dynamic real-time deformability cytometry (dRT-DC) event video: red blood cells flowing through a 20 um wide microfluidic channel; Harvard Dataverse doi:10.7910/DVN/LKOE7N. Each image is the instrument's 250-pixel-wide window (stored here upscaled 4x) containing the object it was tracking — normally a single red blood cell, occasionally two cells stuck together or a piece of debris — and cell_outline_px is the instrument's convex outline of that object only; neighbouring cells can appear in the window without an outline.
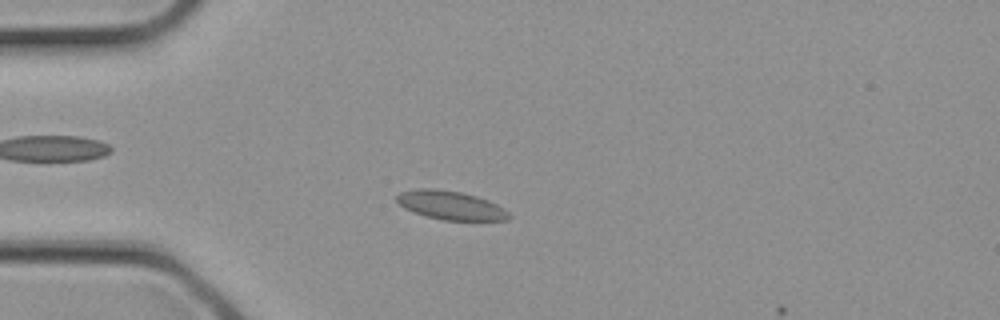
{"species": "common noctule bat (a hibernating species)", "species_latin": "Nyctalus noctula", "temperature_condition": "cold", "stored_images_in_passage": 3, "camera_frame_rate_fps": 3000, "um_per_image_px": 0.085, "animal": {"sex": "female", "body_mass_g": 21.9}, "frame": {"image": 1, "passage_image": 2, "time_ms": 0.333, "image_size_px": [1000, 320], "cell_outline_px": [[512, 216], [508, 220], [444, 220], [424, 216], [404, 208], [396, 200], [396, 196], [400, 192], [420, 188], [432, 188], [460, 192], [476, 196], [488, 200], [504, 208]], "centroid_in_image_um": [38.31, 17.45], "position_along_channel_um": 46.7, "area_um2": 18.73}}